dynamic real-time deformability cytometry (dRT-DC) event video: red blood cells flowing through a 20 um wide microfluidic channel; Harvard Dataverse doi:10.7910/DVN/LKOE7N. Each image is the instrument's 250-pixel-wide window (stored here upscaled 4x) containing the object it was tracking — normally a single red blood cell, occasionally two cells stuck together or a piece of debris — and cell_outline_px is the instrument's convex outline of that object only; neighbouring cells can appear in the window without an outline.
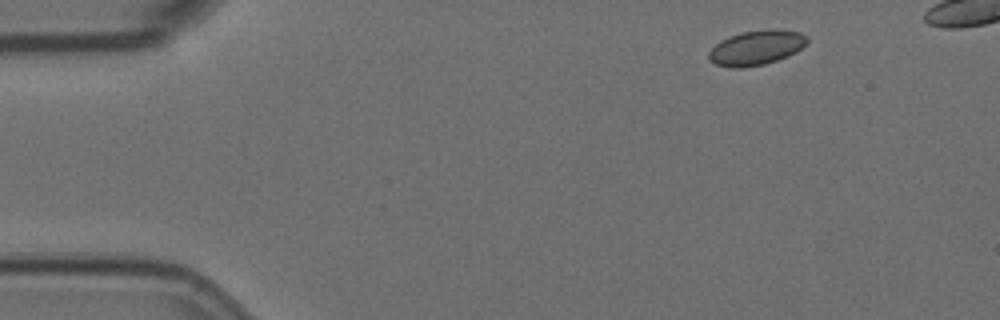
{"species": "Egyptian fruit bat (a non-hibernating species)", "species_latin": "Rousettus aegyptiacus", "temperature_condition": "room temperature", "stored_images_in_passage": 5, "camera_frame_rate_fps": 3000, "um_per_image_px": 0.085, "animal": {"sex": "female"}, "frame": {"image": 1, "passage_image": 1, "time_ms": 0.0, "image_size_px": [1000, 320], "cell_outline_px": [[808, 40], [796, 52], [788, 56], [764, 64], [740, 68], [732, 68], [716, 64], [708, 60], [708, 52], [720, 40], [728, 36], [740, 32], [800, 32], [808, 36]], "centroid_in_image_um": [64.21, 4.1], "position_along_channel_um": 20.8, "area_um2": 19.13}}